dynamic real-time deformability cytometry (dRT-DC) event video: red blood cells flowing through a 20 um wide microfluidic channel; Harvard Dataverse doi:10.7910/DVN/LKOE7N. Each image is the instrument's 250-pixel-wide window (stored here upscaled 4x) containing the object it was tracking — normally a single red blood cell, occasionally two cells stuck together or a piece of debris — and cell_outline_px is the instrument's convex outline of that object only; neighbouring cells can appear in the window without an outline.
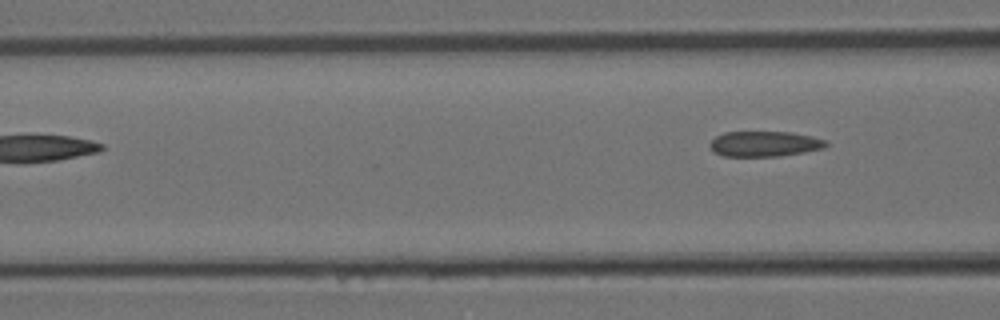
{"species": "Egyptian fruit bat (a non-hibernating species)", "species_latin": "Rousettus aegyptiacus", "temperature_condition": "room temperature", "stored_images_in_passage": 4, "camera_frame_rate_fps": 3000, "um_per_image_px": 0.085, "animal": {"sex": "female"}, "frame": {"image": 1, "passage_image": 4, "time_ms": 1.0, "image_size_px": [1000, 320], "cell_outline_px": [[828, 144], [824, 148], [804, 152], [780, 156], [724, 156], [712, 152], [708, 144], [716, 136], [724, 132], [792, 132], [812, 136], [824, 140]], "centroid_in_image_um": [64.95, 12.23], "position_along_channel_um": 101.7, "area_um2": 17.22}}